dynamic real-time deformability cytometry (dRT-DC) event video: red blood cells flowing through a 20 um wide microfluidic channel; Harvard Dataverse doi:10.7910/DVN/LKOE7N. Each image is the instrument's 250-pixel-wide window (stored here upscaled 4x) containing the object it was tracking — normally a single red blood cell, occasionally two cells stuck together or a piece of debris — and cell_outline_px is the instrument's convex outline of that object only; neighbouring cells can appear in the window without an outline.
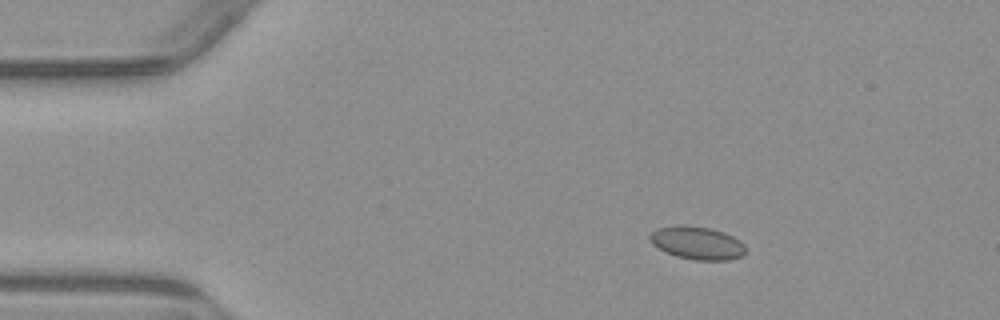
{"species": "common noctule bat (a hibernating species)", "species_latin": "Nyctalus noctula", "temperature_condition": "warm", "stored_images_in_passage": 3, "camera_frame_rate_fps": 3000, "um_per_image_px": 0.085, "animal": {"sex": "male", "body_mass_g": 23.1, "forearm_length_mm": 52.7}, "frame": {"image": 1, "passage_image": 2, "time_ms": 1.333, "image_size_px": [1000, 320], "cell_outline_px": [[744, 252], [740, 256], [728, 260], [696, 260], [676, 256], [664, 252], [652, 244], [648, 240], [648, 236], [656, 228], [680, 224], [684, 224], [708, 228], [724, 232], [740, 240], [744, 244]], "centroid_in_image_um": [59.2, 20.64], "position_along_channel_um": 25.8, "area_um2": 18.5}}